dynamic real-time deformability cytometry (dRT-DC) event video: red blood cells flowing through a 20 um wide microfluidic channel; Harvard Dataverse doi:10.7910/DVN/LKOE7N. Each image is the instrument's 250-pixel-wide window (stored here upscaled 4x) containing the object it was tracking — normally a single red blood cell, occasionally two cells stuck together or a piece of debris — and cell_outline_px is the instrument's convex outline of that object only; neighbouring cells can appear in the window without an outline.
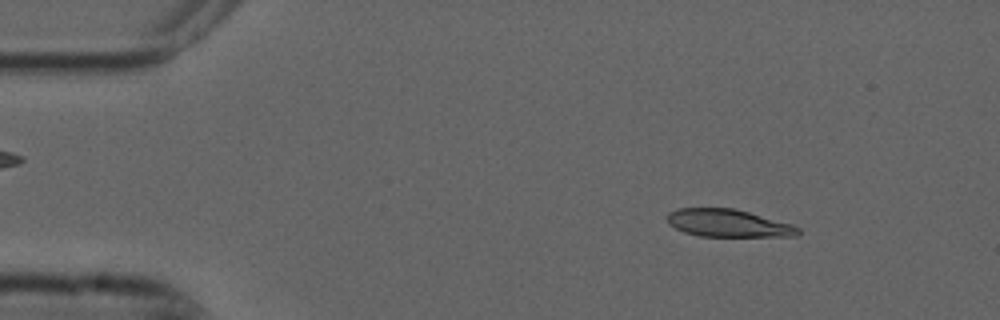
{"species": "common noctule bat (a hibernating species)", "species_latin": "Nyctalus noctula", "temperature_condition": "cold", "stored_images_in_passage": 4, "camera_frame_rate_fps": 3000, "um_per_image_px": 0.085, "animal": {"sex": "male", "forearm_length_mm": 52.5}, "frame": {"image": 1, "passage_image": 1, "time_ms": 0.0, "image_size_px": [1000, 320], "cell_outline_px": [[800, 232], [796, 236], [700, 236], [684, 232], [668, 224], [668, 212], [680, 208], [732, 208], [748, 212], [792, 224], [800, 228]], "centroid_in_image_um": [61.89, 18.97], "position_along_channel_um": 23.1, "area_um2": 20.87}}
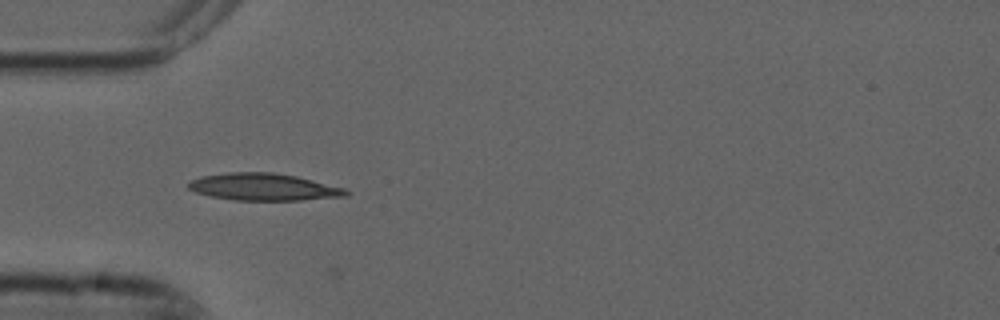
{"frame": {"image": 2, "passage_image": 3, "time_ms": 0.667, "image_size_px": [1000, 320], "cell_outline_px": [[352, 192], [348, 196], [300, 200], [232, 200], [212, 196], [196, 192], [188, 188], [188, 184], [192, 180], [200, 176], [228, 172], [272, 172], [296, 176], [344, 188]], "centroid_in_image_um": [22.42, 15.89], "position_along_channel_um": 62.6, "area_um2": 24.85}}
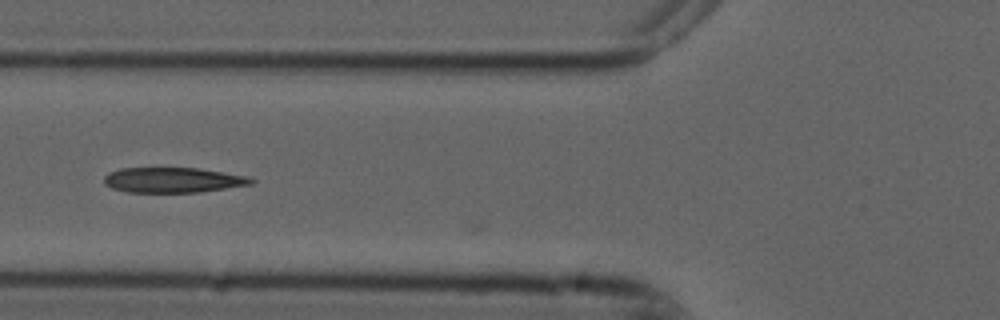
{"frame": {"image": 3, "passage_image": 4, "time_ms": 1.0, "image_size_px": [1000, 320], "cell_outline_px": [[256, 180], [252, 184], [200, 192], [128, 192], [112, 188], [104, 184], [104, 176], [108, 172], [120, 168], [196, 168], [224, 172], [248, 176]], "centroid_in_image_um": [14.69, 15.3], "position_along_channel_um": 111.1, "area_um2": 21.62}}